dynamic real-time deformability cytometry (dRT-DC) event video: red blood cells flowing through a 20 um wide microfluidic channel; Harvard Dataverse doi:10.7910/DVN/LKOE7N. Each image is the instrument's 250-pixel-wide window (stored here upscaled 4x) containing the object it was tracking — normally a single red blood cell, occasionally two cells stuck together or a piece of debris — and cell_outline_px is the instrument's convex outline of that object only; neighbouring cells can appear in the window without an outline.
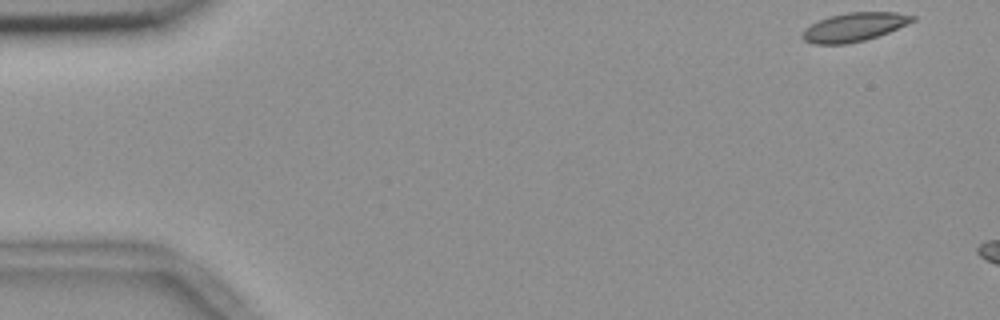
{"species": "common noctule bat (a hibernating species)", "species_latin": "Nyctalus noctula", "temperature_condition": "room temperature", "stored_images_in_passage": 6, "camera_frame_rate_fps": 3000, "um_per_image_px": 0.085, "animal": {"sex": "female", "body_mass_g": 18.4}, "frame": {"image": 1, "passage_image": 1, "time_ms": 0.0, "image_size_px": [1000, 320], "cell_outline_px": [[916, 20], [888, 32], [864, 40], [844, 44], [812, 44], [804, 40], [800, 36], [804, 28], [828, 16], [848, 12], [896, 12], [916, 16]], "centroid_in_image_um": [72.58, 2.29], "position_along_channel_um": 12.4, "area_um2": 18.32}}